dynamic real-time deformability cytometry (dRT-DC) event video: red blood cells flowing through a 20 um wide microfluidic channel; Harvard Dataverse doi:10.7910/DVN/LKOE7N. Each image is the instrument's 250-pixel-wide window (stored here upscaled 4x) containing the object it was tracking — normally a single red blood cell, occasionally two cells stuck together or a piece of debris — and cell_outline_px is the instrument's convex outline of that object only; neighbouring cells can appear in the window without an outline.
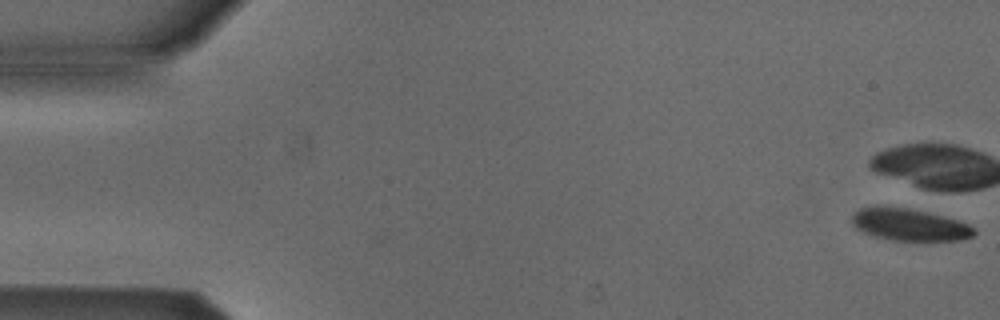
{"species": "Egyptian fruit bat (a non-hibernating species)", "species_latin": "Rousettus aegyptiacus", "temperature_condition": "cold", "stored_images_in_passage": 2, "camera_frame_rate_fps": 3000, "um_per_image_px": 0.085, "animal": {"sex": "male"}, "frame": {"image": 1, "passage_image": 2, "time_ms": 0.333, "image_size_px": [1000, 320], "cell_outline_px": [[976, 232], [972, 236], [960, 240], [896, 240], [876, 236], [864, 232], [856, 228], [852, 224], [852, 216], [860, 208], [876, 204], [880, 204], [908, 208], [928, 212], [944, 216], [968, 224]], "centroid_in_image_um": [77.25, 19.06], "position_along_channel_um": 7.7, "area_um2": 22.83}}